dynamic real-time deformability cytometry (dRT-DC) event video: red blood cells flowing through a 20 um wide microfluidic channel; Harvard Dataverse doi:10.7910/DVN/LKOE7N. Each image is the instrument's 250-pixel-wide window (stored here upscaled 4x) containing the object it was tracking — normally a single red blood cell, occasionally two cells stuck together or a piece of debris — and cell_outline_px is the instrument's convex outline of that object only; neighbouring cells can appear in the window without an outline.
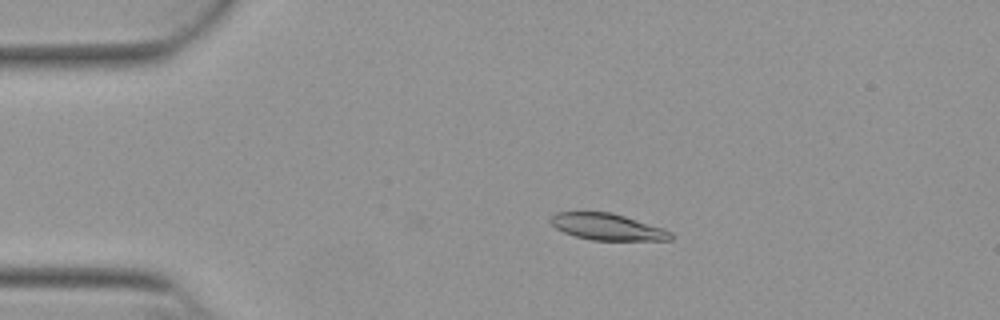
{"species": "Egyptian fruit bat (a non-hibernating species)", "species_latin": "Rousettus aegyptiacus", "temperature_condition": "warm", "stored_images_in_passage": 43, "camera_frame_rate_fps": 3000, "um_per_image_px": 0.085, "animal": {"sex": "female"}, "frame": {"image": 1, "passage_image": 1, "time_ms": 0.0, "image_size_px": [1000, 320], "cell_outline_px": [[672, 240], [592, 240], [576, 236], [564, 232], [556, 228], [548, 220], [556, 212], [612, 212], [664, 228], [672, 232]], "centroid_in_image_um": [51.64, 19.28], "position_along_channel_um": 33.4, "area_um2": 18.55}}
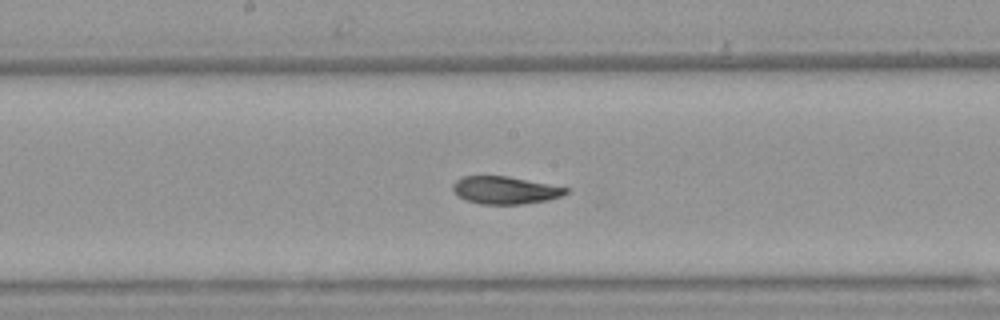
{"frame": {"image": 2, "passage_image": 18, "time_ms": 5.667, "image_size_px": [1000, 320], "cell_outline_px": [[568, 192], [564, 196], [548, 200], [520, 204], [480, 204], [464, 200], [452, 188], [452, 184], [456, 180], [464, 176], [508, 176], [568, 188]], "centroid_in_image_um": [42.94, 16.17], "position_along_channel_um": 205.3, "area_um2": 18.09}}
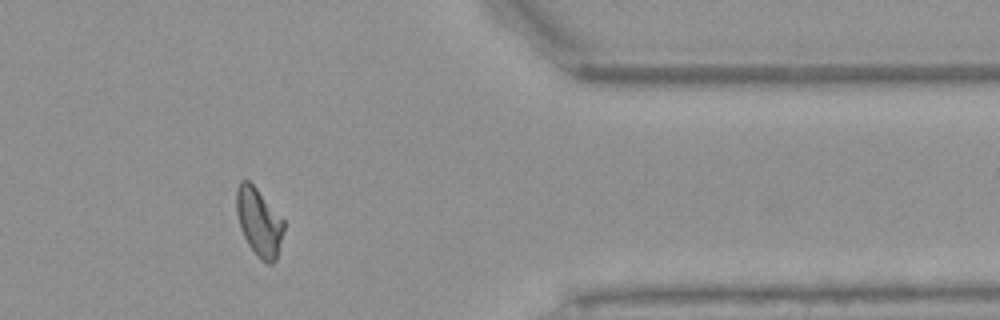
{"frame": {"image": 3, "passage_image": 34, "time_ms": 11.0, "image_size_px": [1000, 320], "cell_outline_px": [[284, 228], [276, 260], [272, 264], [268, 264], [260, 260], [256, 256], [248, 244], [240, 228], [236, 212], [236, 188], [240, 180], [248, 180], [256, 188], [284, 220]], "centroid_in_image_um": [22.0, 18.89], "position_along_channel_um": 389.4, "area_um2": 18.73}, "authors_computed_cell_mechanics": {"area_um2": 19.2474, "velocity_mm_per_s": 3.8518, "shape_relaxation_time_tau1_ms": 5.7347, "shape_relaxation_time_tau2_ms": 2.147, "deformation_change_tau1": 0.1755, "deformation_change_tau2": 0.0784}}